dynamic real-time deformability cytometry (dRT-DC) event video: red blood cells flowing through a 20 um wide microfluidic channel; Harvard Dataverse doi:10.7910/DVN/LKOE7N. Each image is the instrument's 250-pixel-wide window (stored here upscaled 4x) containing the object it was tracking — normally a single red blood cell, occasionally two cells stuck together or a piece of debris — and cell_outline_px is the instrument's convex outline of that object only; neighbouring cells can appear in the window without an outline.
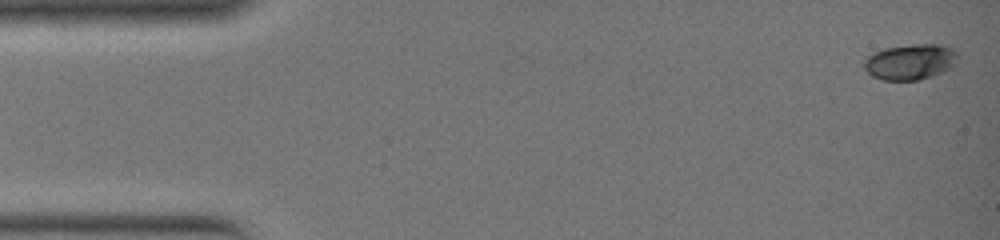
{"species": "common noctule bat (a hibernating species)", "species_latin": "Nyctalus noctula", "temperature_condition": "warm", "stored_images_in_passage": 35, "camera_frame_rate_fps": 3000, "um_per_image_px": 0.085, "animal": {"sex": "female", "body_mass_g": 19.0, "forearm_length_mm": 51.5}, "frame": {"image": 1, "passage_image": 1, "time_ms": 0.0, "image_size_px": [1000, 240], "cell_outline_px": [[956, 56], [952, 68], [932, 76], [920, 80], [884, 80], [872, 76], [864, 68], [864, 60], [868, 56], [884, 48], [912, 44], [940, 44], [952, 48], [956, 52]], "centroid_in_image_um": [77.37, 5.26], "position_along_channel_um": 7.6, "area_um2": 19.36}}
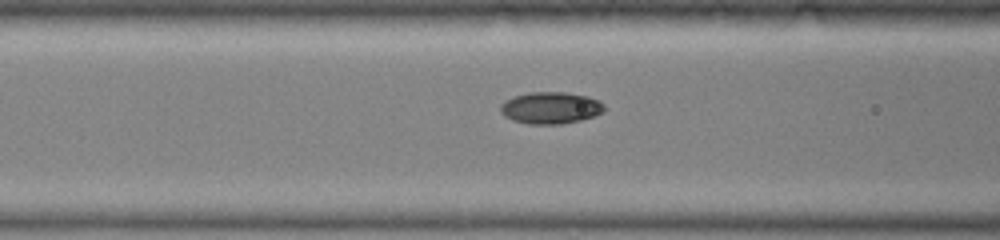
{"frame": {"image": 2, "passage_image": 14, "time_ms": 4.333, "image_size_px": [1000, 240], "cell_outline_px": [[604, 112], [580, 120], [560, 124], [528, 124], [512, 120], [504, 116], [500, 112], [500, 104], [504, 100], [528, 92], [564, 92], [588, 96], [600, 100], [604, 104]], "centroid_in_image_um": [46.79, 9.16], "position_along_channel_um": 119.8, "area_um2": 19.36}}
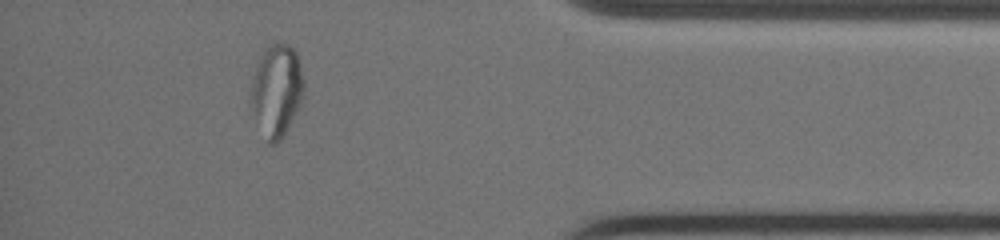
{"frame": {"image": 3, "passage_image": 31, "time_ms": 10.0, "image_size_px": [1000, 240], "cell_outline_px": [[304, 100], [300, 108], [284, 136], [276, 144], [268, 144], [248, 104], [248, 96], [252, 80], [260, 56], [264, 48], [268, 44], [288, 44], [296, 52], [300, 64], [304, 80]], "centroid_in_image_um": [23.51, 7.73], "position_along_channel_um": 411.7, "area_um2": 29.25}}